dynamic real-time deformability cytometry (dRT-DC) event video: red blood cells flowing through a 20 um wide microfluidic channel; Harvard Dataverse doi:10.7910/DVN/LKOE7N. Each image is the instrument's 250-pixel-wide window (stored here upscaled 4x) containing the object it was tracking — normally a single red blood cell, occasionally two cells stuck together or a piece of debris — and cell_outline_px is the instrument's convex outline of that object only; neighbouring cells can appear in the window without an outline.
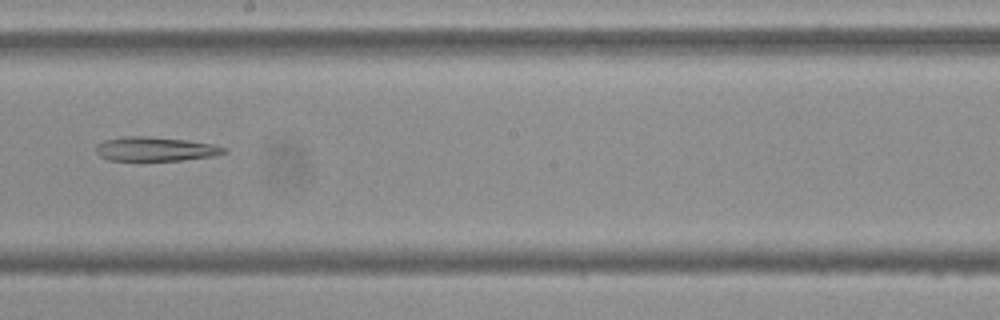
{"species": "Egyptian fruit bat (a non-hibernating species)", "species_latin": "Rousettus aegyptiacus", "temperature_condition": "cold", "stored_images_in_passage": 54, "segment_of_instrument_passage": [2, 2], "camera_frame_rate_fps": 3000, "um_per_image_px": 0.085, "frame": {"image": 1, "passage_image": 30, "time_ms": 9.667, "image_size_px": [1000, 320], "cell_outline_px": [[228, 152], [212, 156], [180, 160], [108, 160], [100, 156], [96, 152], [96, 144], [104, 140], [124, 136], [148, 136], [188, 140], [212, 144], [224, 148]], "centroid_in_image_um": [13.16, 12.65], "position_along_channel_um": 235.0, "area_um2": 17.92}}
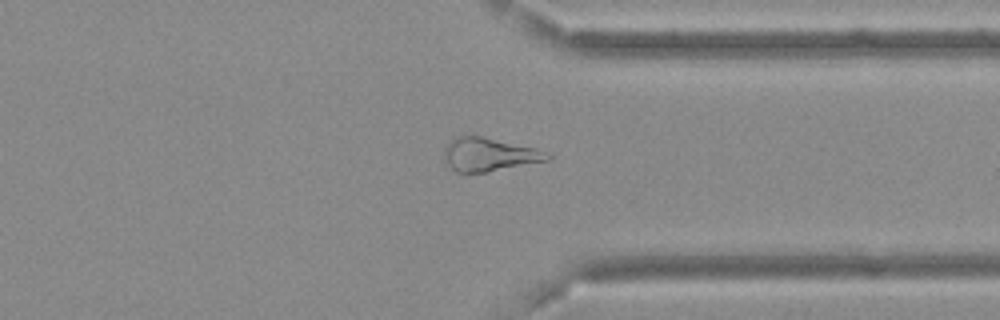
{"frame": {"image": 2, "passage_image": 41, "time_ms": 13.333, "image_size_px": [1000, 320], "cell_outline_px": [[552, 156], [548, 160], [488, 172], [456, 172], [448, 164], [444, 156], [444, 148], [452, 140], [460, 136], [480, 136], [536, 148], [548, 152]], "centroid_in_image_um": [41.6, 13.14], "position_along_channel_um": 369.8, "area_um2": 19.77}}
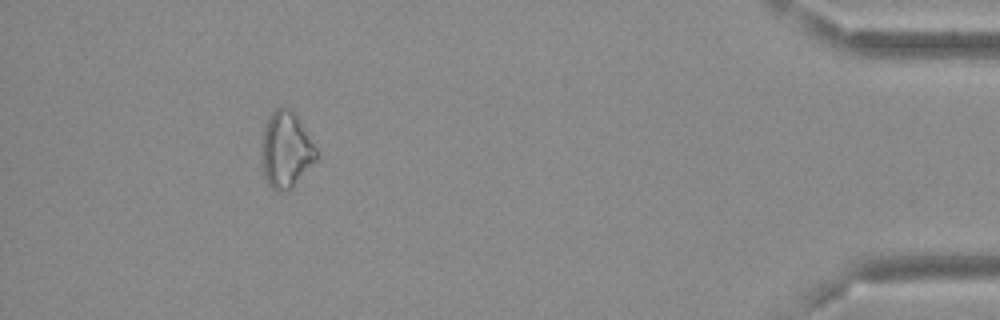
{"frame": {"image": 3, "passage_image": 49, "time_ms": 16.0, "image_size_px": [1000, 320], "cell_outline_px": [[320, 156], [292, 188], [280, 192], [272, 188], [268, 184], [264, 176], [260, 148], [260, 140], [264, 128], [272, 112], [276, 108], [292, 108], [316, 148]], "centroid_in_image_um": [24.3, 12.75], "position_along_channel_um": 410.9, "area_um2": 24.45}}